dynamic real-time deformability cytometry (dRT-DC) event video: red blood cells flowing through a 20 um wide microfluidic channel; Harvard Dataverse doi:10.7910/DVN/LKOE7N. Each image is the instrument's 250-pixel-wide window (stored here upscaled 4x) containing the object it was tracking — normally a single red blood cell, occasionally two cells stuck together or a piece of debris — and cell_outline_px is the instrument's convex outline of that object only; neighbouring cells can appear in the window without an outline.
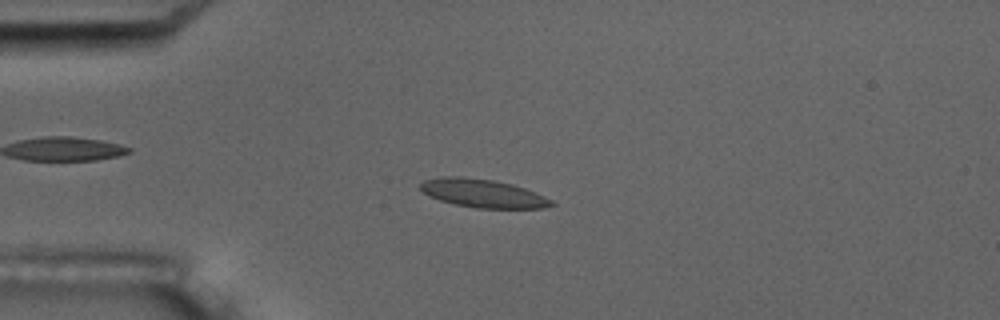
{"species": "common noctule bat (a hibernating species)", "species_latin": "Nyctalus noctula", "temperature_condition": "room temperature", "stored_images_in_passage": 6, "camera_frame_rate_fps": 3000, "um_per_image_px": 0.085, "animal": {"sex": "male", "body_mass_g": 17.5, "forearm_length_mm": 52.3}, "frame": {"image": 1, "passage_image": 1, "time_ms": 0.0, "image_size_px": [1000, 320], "cell_outline_px": [[556, 204], [544, 208], [476, 208], [452, 204], [428, 196], [420, 188], [420, 184], [424, 180], [444, 176], [460, 176], [492, 180], [512, 184], [536, 192], [552, 200]], "centroid_in_image_um": [41.04, 16.44], "position_along_channel_um": 44.0, "area_um2": 21.68}}
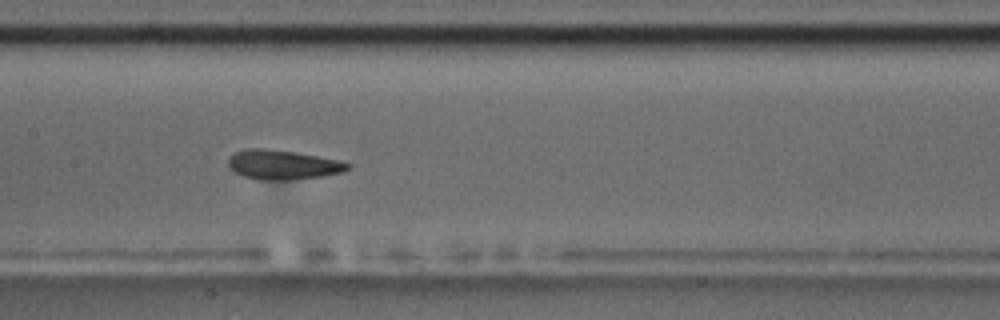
{"frame": {"image": 2, "passage_image": 5, "time_ms": 4.667, "image_size_px": [1000, 320], "cell_outline_px": [[352, 168], [344, 172], [320, 176], [288, 180], [260, 180], [244, 176], [228, 168], [228, 156], [236, 152], [248, 148], [264, 148], [296, 152], [340, 160], [352, 164]], "centroid_in_image_um": [24.05, 14.0], "position_along_channel_um": 183.3, "area_um2": 20.69}}
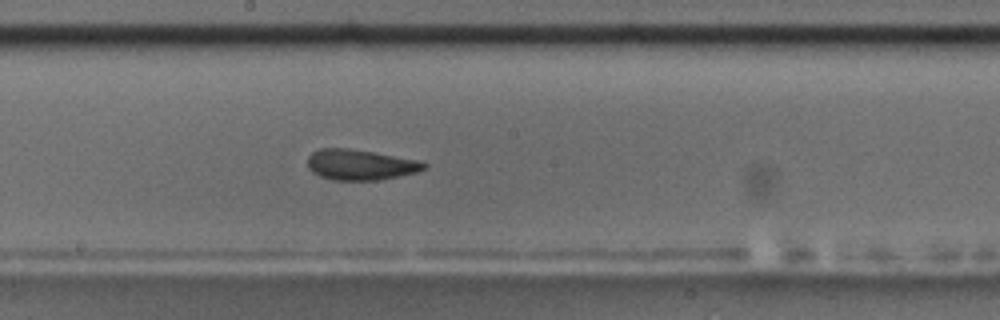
{"frame": {"image": 3, "passage_image": 6, "time_ms": 5.667, "image_size_px": [1000, 320], "cell_outline_px": [[428, 164], [424, 168], [416, 172], [380, 180], [332, 180], [320, 176], [312, 172], [308, 168], [308, 156], [312, 152], [320, 148], [348, 148], [420, 160]], "centroid_in_image_um": [30.6, 14.0], "position_along_channel_um": 217.6, "area_um2": 20.69}}